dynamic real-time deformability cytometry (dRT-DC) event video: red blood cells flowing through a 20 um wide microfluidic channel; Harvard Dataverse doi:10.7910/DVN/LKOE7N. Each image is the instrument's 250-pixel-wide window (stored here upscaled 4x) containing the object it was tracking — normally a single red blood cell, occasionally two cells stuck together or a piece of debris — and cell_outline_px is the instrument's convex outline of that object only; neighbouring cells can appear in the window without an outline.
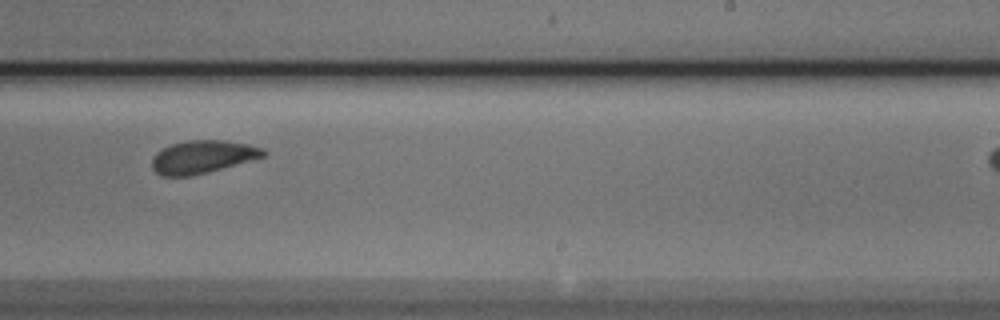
{"species": "Egyptian fruit bat (a non-hibernating species)", "species_latin": "Rousettus aegyptiacus", "temperature_condition": "cold", "stored_images_in_passage": 10, "camera_frame_rate_fps": 3000, "um_per_image_px": 0.085, "animal": {"sex": "male"}, "frame": {"image": 1, "passage_image": 7, "time_ms": 2.0, "image_size_px": [1000, 320], "cell_outline_px": [[268, 152], [264, 156], [208, 172], [188, 176], [160, 176], [152, 168], [152, 160], [156, 152], [168, 144], [188, 140], [224, 140], [248, 144], [264, 148]], "centroid_in_image_um": [17.19, 13.32], "position_along_channel_um": 271.8, "area_um2": 21.39}}